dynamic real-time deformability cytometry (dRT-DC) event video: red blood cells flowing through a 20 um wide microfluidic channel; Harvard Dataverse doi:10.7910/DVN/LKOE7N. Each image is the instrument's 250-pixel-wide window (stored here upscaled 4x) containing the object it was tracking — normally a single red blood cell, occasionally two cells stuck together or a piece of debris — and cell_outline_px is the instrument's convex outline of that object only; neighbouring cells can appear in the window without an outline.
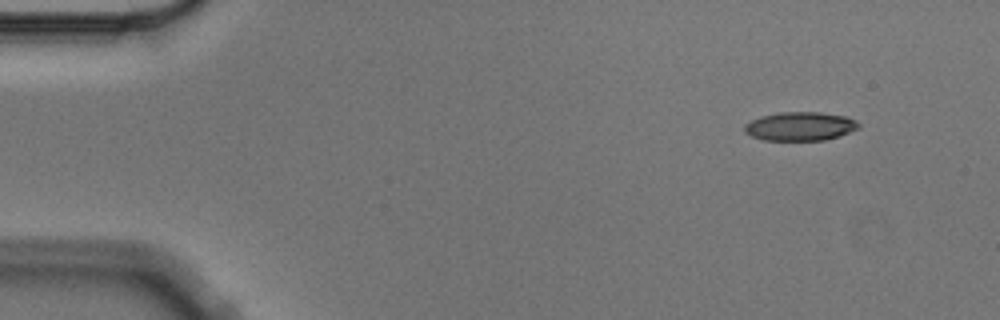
{"species": "Egyptian fruit bat (a non-hibernating species)", "species_latin": "Rousettus aegyptiacus", "temperature_condition": "cold", "stored_images_in_passage": 4, "camera_frame_rate_fps": 3000, "um_per_image_px": 0.085, "animal": {"sex": "male"}, "frame": {"image": 1, "passage_image": 1, "time_ms": 0.0, "image_size_px": [1000, 320], "cell_outline_px": [[860, 128], [840, 136], [824, 140], [764, 140], [752, 136], [744, 132], [744, 124], [752, 120], [764, 116], [780, 112], [820, 112], [848, 116], [856, 120], [860, 124]], "centroid_in_image_um": [68.06, 10.73], "position_along_channel_um": 16.9, "area_um2": 19.19}}